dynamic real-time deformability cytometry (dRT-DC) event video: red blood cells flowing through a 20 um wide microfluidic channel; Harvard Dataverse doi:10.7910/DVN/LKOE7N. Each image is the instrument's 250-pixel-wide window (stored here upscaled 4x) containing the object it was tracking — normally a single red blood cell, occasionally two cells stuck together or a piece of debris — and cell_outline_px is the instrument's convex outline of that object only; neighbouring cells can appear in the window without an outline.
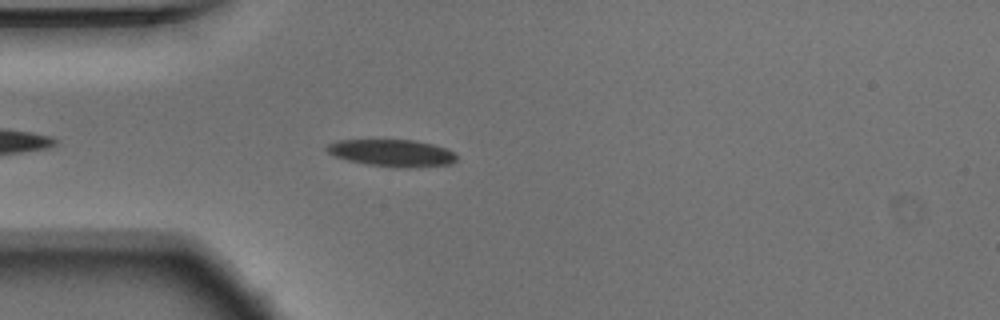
{"species": "Egyptian fruit bat (a non-hibernating species)", "species_latin": "Rousettus aegyptiacus", "temperature_condition": "warm", "stored_images_in_passage": 28, "camera_frame_rate_fps": 3000, "um_per_image_px": 0.085, "animal": {"sex": "male"}, "frame": {"image": 1, "passage_image": 4, "time_ms": 1.0, "image_size_px": [1000, 320], "cell_outline_px": [[456, 160], [448, 164], [408, 168], [396, 168], [368, 164], [348, 160], [336, 156], [328, 152], [324, 148], [328, 144], [336, 140], [412, 140], [432, 144], [448, 148], [456, 156]], "centroid_in_image_um": [33.31, 13.0], "position_along_channel_um": 51.7, "area_um2": 20.35}}
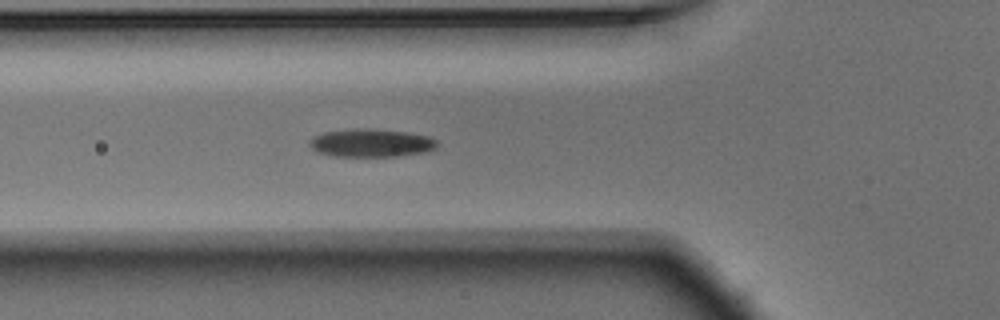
{"frame": {"image": 2, "passage_image": 8, "time_ms": 2.333, "image_size_px": [1000, 320], "cell_outline_px": [[436, 148], [424, 152], [396, 156], [332, 156], [320, 152], [312, 148], [308, 144], [308, 140], [312, 136], [324, 132], [356, 128], [376, 128], [404, 132], [428, 136], [436, 140]], "centroid_in_image_um": [31.5, 12.14], "position_along_channel_um": 94.3, "area_um2": 20.87}}
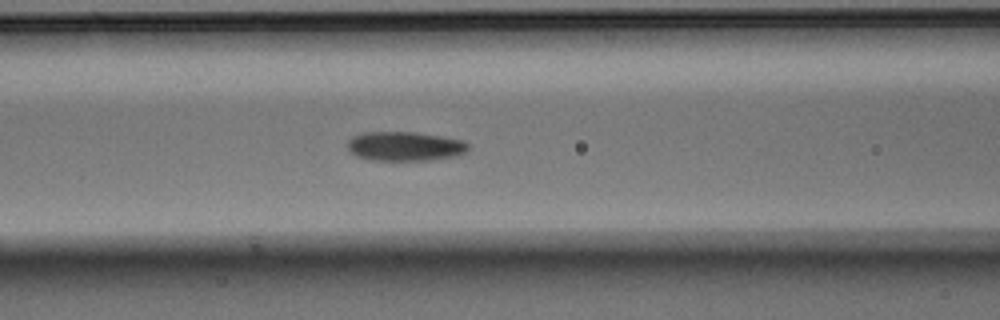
{"frame": {"image": 3, "passage_image": 11, "time_ms": 3.333, "image_size_px": [1000, 320], "cell_outline_px": [[468, 148], [460, 156], [432, 160], [372, 160], [356, 156], [348, 152], [348, 140], [352, 136], [364, 132], [416, 132], [464, 140], [468, 144]], "centroid_in_image_um": [34.41, 12.43], "position_along_channel_um": 132.2, "area_um2": 20.81}}